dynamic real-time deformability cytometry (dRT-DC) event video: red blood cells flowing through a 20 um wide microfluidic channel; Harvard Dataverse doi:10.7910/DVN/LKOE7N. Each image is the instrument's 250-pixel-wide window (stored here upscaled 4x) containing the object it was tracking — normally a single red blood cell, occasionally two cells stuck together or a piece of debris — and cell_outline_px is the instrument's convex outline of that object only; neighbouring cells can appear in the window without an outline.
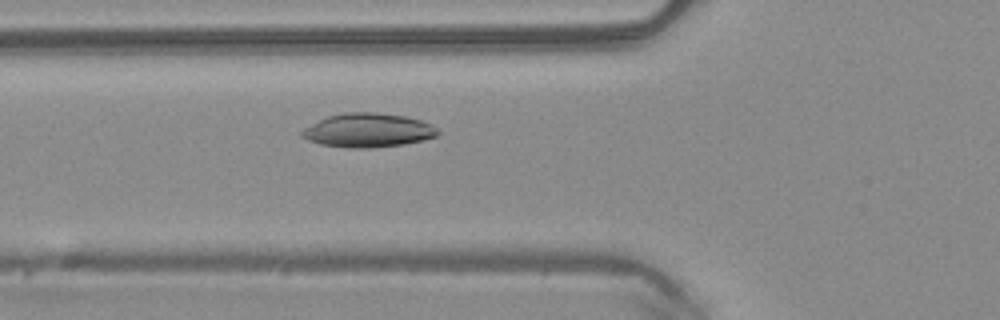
{"species": "common noctule bat (a hibernating species)", "species_latin": "Nyctalus noctula", "temperature_condition": "warm", "stored_images_in_passage": 50, "camera_frame_rate_fps": 3000, "um_per_image_px": 0.085, "animal": {"sex": "male", "body_mass_g": 20.4}, "frame": {"image": 1, "passage_image": 18, "time_ms": 5.667, "image_size_px": [1000, 320], "cell_outline_px": [[440, 132], [436, 136], [424, 140], [404, 144], [368, 148], [348, 148], [320, 144], [308, 140], [300, 136], [300, 132], [304, 128], [328, 116], [344, 112], [376, 112], [404, 116], [420, 120], [432, 124]], "centroid_in_image_um": [31.28, 11.08], "position_along_channel_um": 94.5, "area_um2": 26.88}}
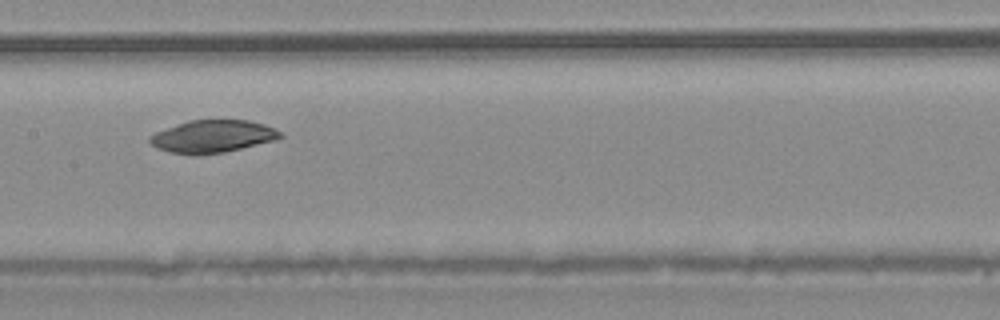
{"frame": {"image": 2, "passage_image": 25, "time_ms": 8.0, "image_size_px": [1000, 320], "cell_outline_px": [[284, 136], [276, 140], [224, 152], [196, 156], [192, 156], [172, 152], [156, 148], [148, 140], [148, 136], [156, 132], [188, 120], [248, 120], [264, 124], [280, 132]], "centroid_in_image_um": [18.05, 11.6], "position_along_channel_um": 189.4, "area_um2": 24.74}}
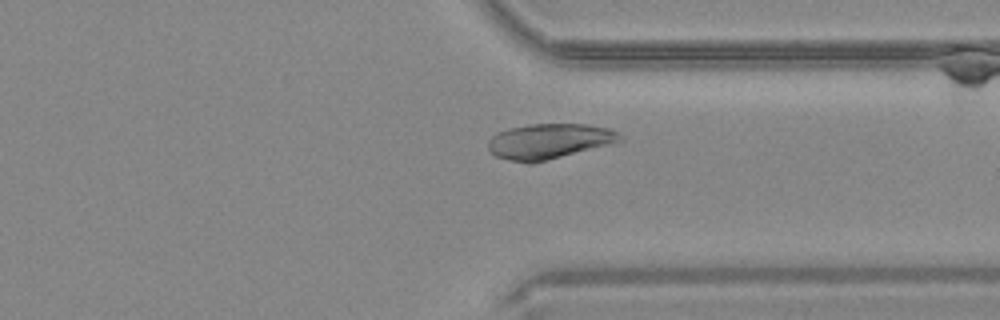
{"frame": {"image": 3, "passage_image": 38, "time_ms": 12.333, "image_size_px": [1000, 320], "cell_outline_px": [[624, 140], [532, 164], [528, 164], [508, 160], [496, 156], [488, 148], [488, 140], [496, 132], [508, 128], [532, 124], [588, 124], [608, 128], [616, 132]], "centroid_in_image_um": [46.62, 12.01], "position_along_channel_um": 364.8, "area_um2": 26.93}}